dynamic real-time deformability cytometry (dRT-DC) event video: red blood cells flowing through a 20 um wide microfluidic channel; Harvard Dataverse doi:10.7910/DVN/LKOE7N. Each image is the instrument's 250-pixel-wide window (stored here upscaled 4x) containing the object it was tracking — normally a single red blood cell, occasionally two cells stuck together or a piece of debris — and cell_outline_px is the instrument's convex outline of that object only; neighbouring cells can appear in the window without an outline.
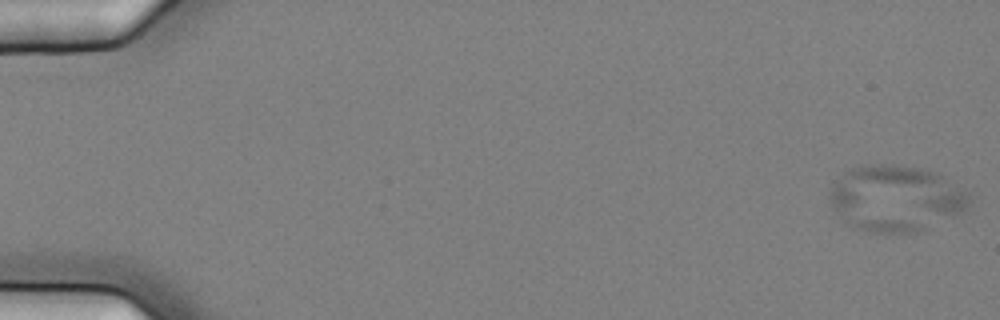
{"species": "common noctule bat (a hibernating species)", "species_latin": "Nyctalus noctula", "temperature_condition": "cold", "stored_images_in_passage": 6, "camera_frame_rate_fps": 3000, "um_per_image_px": 0.085, "animal": {"sex": "female", "body_mass_g": 25.1}, "frame": {"image": 1, "passage_image": 1, "time_ms": 0.0, "image_size_px": [1000, 320], "cell_outline_px": [[972, 200], [964, 212], [916, 232], [872, 232], [852, 228], [832, 208], [832, 188], [844, 172], [860, 164], [892, 164], [920, 168], [940, 172], [968, 192]], "centroid_in_image_um": [76.2, 16.84], "position_along_channel_um": 8.8, "area_um2": 53.81}}